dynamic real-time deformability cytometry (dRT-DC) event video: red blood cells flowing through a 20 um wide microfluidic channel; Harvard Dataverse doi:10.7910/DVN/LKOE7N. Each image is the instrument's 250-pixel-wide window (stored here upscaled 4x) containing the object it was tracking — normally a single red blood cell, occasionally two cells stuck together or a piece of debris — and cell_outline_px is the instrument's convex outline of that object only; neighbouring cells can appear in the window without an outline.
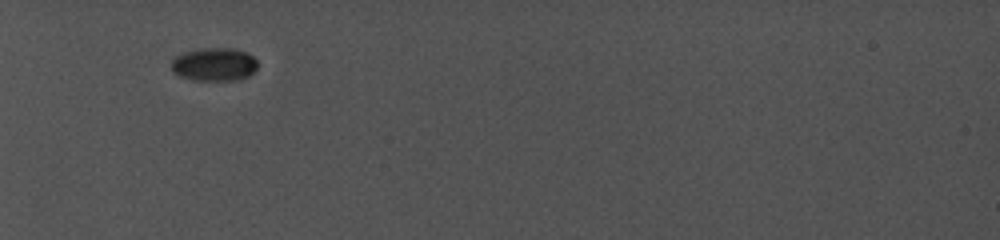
{"species": "common noctule bat (a hibernating species)", "species_latin": "Nyctalus noctula", "temperature_condition": "cold", "stored_images_in_passage": 24, "camera_frame_rate_fps": 5000, "um_per_image_px": 0.085, "animal": {"sex": "female", "body_mass_g": 19.0, "forearm_length_mm": 56.7}, "frame": {"image": 1, "passage_image": 1, "time_ms": 0.0, "image_size_px": [1000, 240], "cell_outline_px": [[256, 68], [248, 76], [240, 80], [192, 80], [180, 76], [172, 72], [172, 60], [176, 56], [184, 52], [204, 48], [232, 48], [244, 52], [252, 56], [256, 60]], "centroid_in_image_um": [18.19, 5.48], "position_along_channel_um": 66.8, "area_um2": 16.59}}
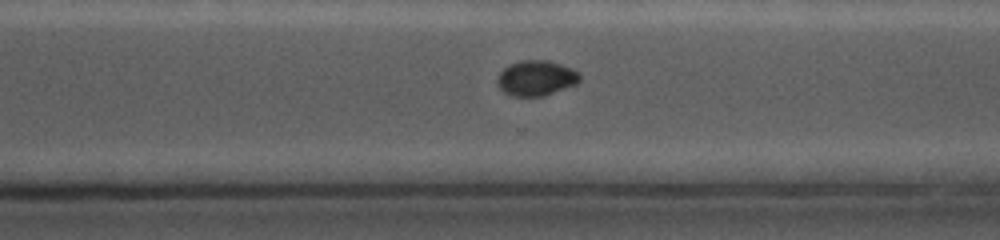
{"frame": {"image": 2, "passage_image": 18, "time_ms": 7.4, "image_size_px": [1000, 240], "cell_outline_px": [[580, 80], [576, 84], [544, 96], [512, 96], [504, 92], [496, 84], [496, 80], [500, 72], [504, 68], [512, 64], [524, 60], [544, 60], [560, 64], [572, 68], [580, 76]], "centroid_in_image_um": [45.55, 6.65], "position_along_channel_um": 325.0, "area_um2": 16.76}}
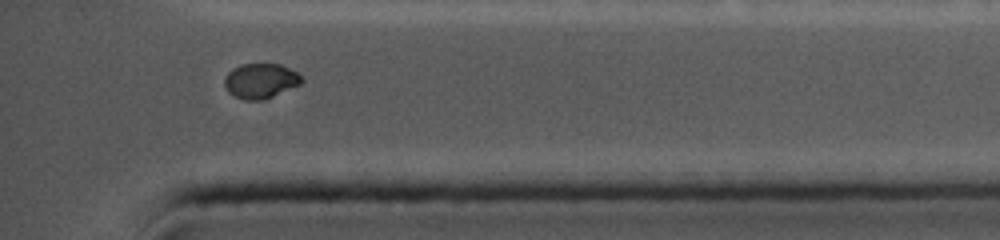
{"frame": {"image": 3, "passage_image": 23, "time_ms": 9.6, "image_size_px": [1000, 240], "cell_outline_px": [[304, 80], [300, 84], [264, 100], [244, 100], [228, 92], [224, 84], [224, 80], [228, 72], [232, 68], [240, 64], [280, 64], [296, 72]], "centroid_in_image_um": [22.13, 6.87], "position_along_channel_um": 413.1, "area_um2": 15.61}, "authors_computed_cell_mechanics": {"area_um2": 17.629, "velocity_mm_per_s": 3.9215, "shape_relaxation_time_tau1_ms": 8.9667, "shape_relaxation_time_tau2_ms": null, "deformation_change_tau1": 0.143, "deformation_change_tau2": null}}